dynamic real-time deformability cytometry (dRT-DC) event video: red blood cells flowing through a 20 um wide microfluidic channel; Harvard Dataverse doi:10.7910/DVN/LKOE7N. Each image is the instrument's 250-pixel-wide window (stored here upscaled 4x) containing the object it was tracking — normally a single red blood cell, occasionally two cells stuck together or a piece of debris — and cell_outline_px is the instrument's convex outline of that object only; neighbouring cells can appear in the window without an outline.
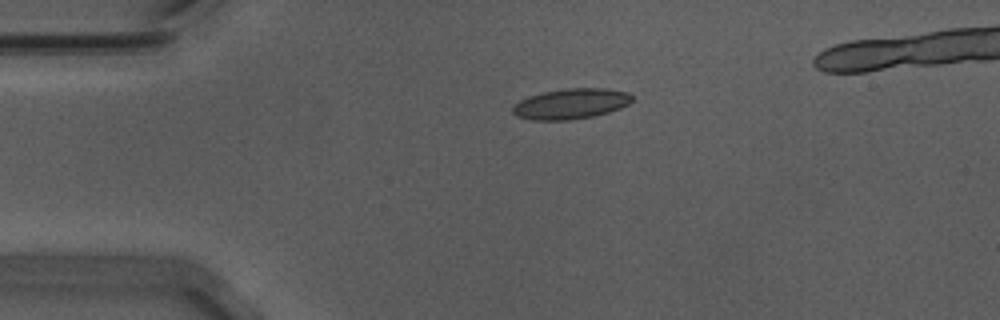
{"species": "Egyptian fruit bat (a non-hibernating species)", "species_latin": "Rousettus aegyptiacus", "temperature_condition": "warm", "stored_images_in_passage": 40, "camera_frame_rate_fps": 3000, "um_per_image_px": 0.085, "animal": {"sex": "male"}, "frame": {"image": 1, "passage_image": 1, "time_ms": 0.0, "image_size_px": [1000, 320], "cell_outline_px": [[632, 100], [628, 104], [620, 108], [608, 112], [592, 116], [572, 120], [532, 120], [516, 116], [512, 112], [512, 104], [528, 96], [544, 92], [564, 88], [604, 88], [628, 92], [632, 96]], "centroid_in_image_um": [48.49, 8.82], "position_along_channel_um": 36.5, "area_um2": 21.27}}
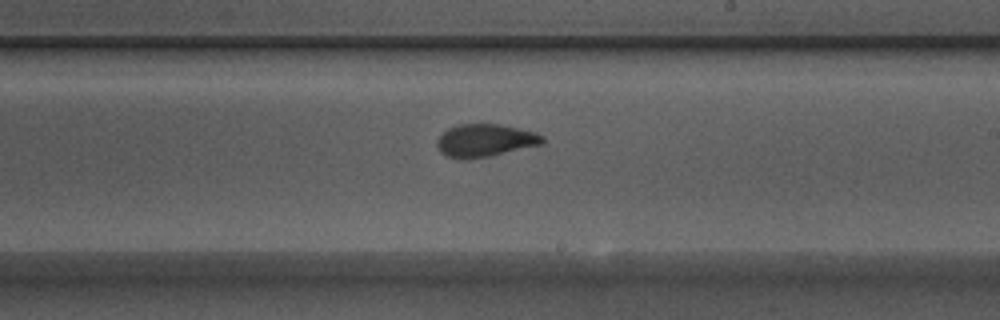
{"frame": {"image": 2, "passage_image": 21, "time_ms": 6.667, "image_size_px": [1000, 320], "cell_outline_px": [[544, 144], [488, 156], [464, 160], [448, 156], [440, 152], [436, 144], [436, 140], [448, 128], [456, 124], [500, 124], [536, 132], [544, 136]], "centroid_in_image_um": [41.23, 11.93], "position_along_channel_um": 247.8, "area_um2": 20.17}}
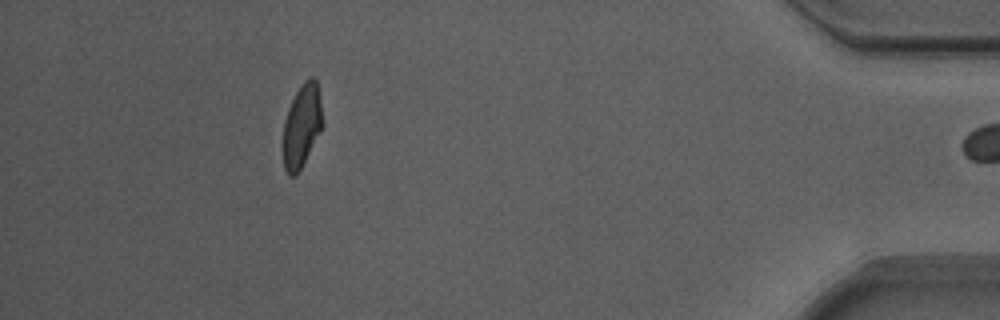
{"frame": {"image": 3, "passage_image": 39, "time_ms": 12.667, "image_size_px": [1000, 320], "cell_outline_px": [[320, 128], [296, 176], [288, 176], [284, 168], [284, 120], [288, 108], [300, 84], [304, 80], [312, 76], [316, 80], [320, 96]], "centroid_in_image_um": [25.61, 10.64], "position_along_channel_um": 409.6, "area_um2": 18.21}, "authors_computed_cell_mechanics": {"area_um2": 20.1722, "velocity_mm_per_s": 3.6992, "shape_relaxation_time_tau1_ms": 5.2173, "shape_relaxation_time_tau2_ms": 1.1188, "deformation_change_tau1": 0.1619, "deformation_change_tau2": 0.055}}